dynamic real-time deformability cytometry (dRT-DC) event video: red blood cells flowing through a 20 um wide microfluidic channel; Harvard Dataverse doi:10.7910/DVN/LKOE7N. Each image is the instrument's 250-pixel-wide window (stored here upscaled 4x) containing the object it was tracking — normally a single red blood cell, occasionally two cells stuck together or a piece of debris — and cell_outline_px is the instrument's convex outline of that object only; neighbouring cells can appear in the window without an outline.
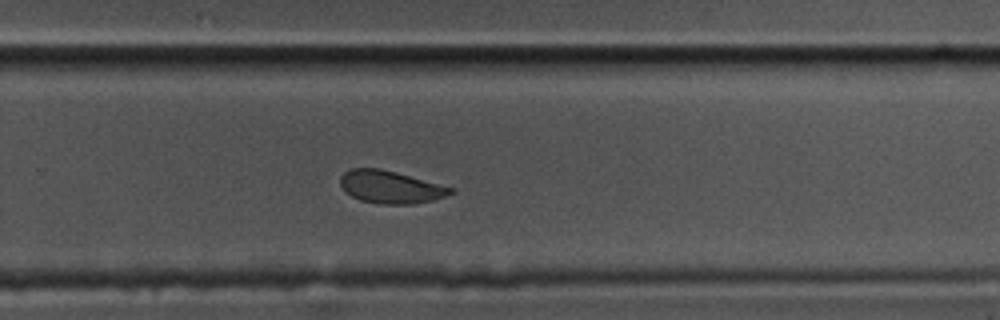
{"species": "common noctule bat (a hibernating species)", "species_latin": "Nyctalus noctula", "temperature_condition": "cold", "stored_images_in_passage": 38, "camera_frame_rate_fps": 3000, "um_per_image_px": 0.085, "animal": {"sex": "male", "body_mass_g": 17.5, "forearm_length_mm": 52.3}, "frame": {"image": 1, "passage_image": 27, "time_ms": 8.667, "image_size_px": [1000, 320], "cell_outline_px": [[456, 192], [432, 200], [412, 204], [380, 204], [360, 200], [344, 192], [340, 184], [340, 176], [344, 172], [352, 168], [380, 168], [396, 172], [456, 188]], "centroid_in_image_um": [33.19, 15.89], "position_along_channel_um": 296.6, "area_um2": 21.1}, "authors_computed_cell_mechanics": {"area_um2": 22.1952, "velocity_mm_per_s": 3.5239, "shape_relaxation_time_tau1_ms": 10.5472, "shape_relaxation_time_tau2_ms": 2.5665, "deformation_change_tau1": 0.2363, "deformation_change_tau2": 0.0604}}